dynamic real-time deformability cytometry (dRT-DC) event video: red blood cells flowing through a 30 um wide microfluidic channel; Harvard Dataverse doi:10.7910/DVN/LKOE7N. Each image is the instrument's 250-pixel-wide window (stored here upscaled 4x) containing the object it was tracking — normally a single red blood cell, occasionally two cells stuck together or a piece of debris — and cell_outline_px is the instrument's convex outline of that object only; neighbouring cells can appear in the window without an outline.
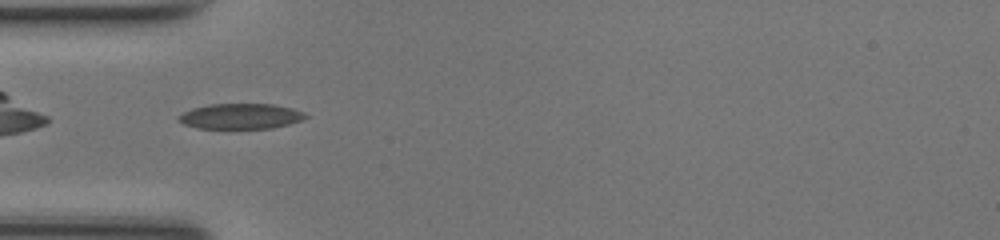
{"species": "common noctule bat (a hibernating species)", "species_latin": "Nyctalus noctula", "temperature_condition": "room temperature", "stored_images_in_passage": 33, "camera_frame_rate_fps": 3000, "um_per_image_px": 0.085, "animal": {"sex": "female", "body_mass_g": 17.0, "forearm_length_mm": 48.0}, "frame": {"image": 1, "passage_image": 2, "time_ms": 0.333, "image_size_px": [1000, 240], "cell_outline_px": [[308, 116], [300, 120], [288, 124], [272, 128], [232, 132], [196, 128], [184, 124], [176, 120], [184, 112], [192, 108], [208, 104], [272, 104], [292, 108], [304, 112]], "centroid_in_image_um": [20.4, 9.94], "position_along_channel_um": 64.6, "area_um2": 19.77}}
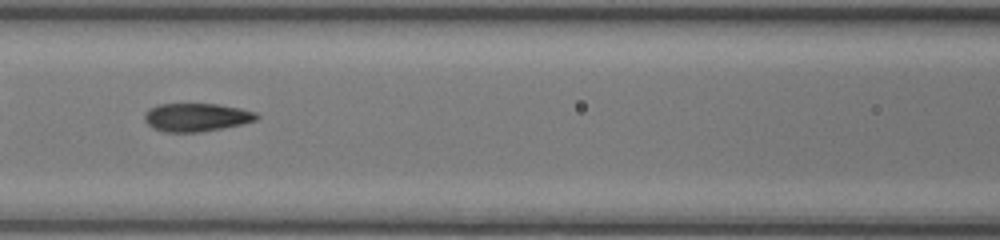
{"frame": {"image": 2, "passage_image": 8, "time_ms": 2.333, "image_size_px": [1000, 240], "cell_outline_px": [[260, 116], [256, 120], [240, 124], [200, 132], [164, 132], [152, 128], [144, 120], [144, 112], [148, 108], [160, 104], [216, 104], [240, 108], [256, 112]], "centroid_in_image_um": [16.65, 9.96], "position_along_channel_um": 149.9, "area_um2": 18.44}}
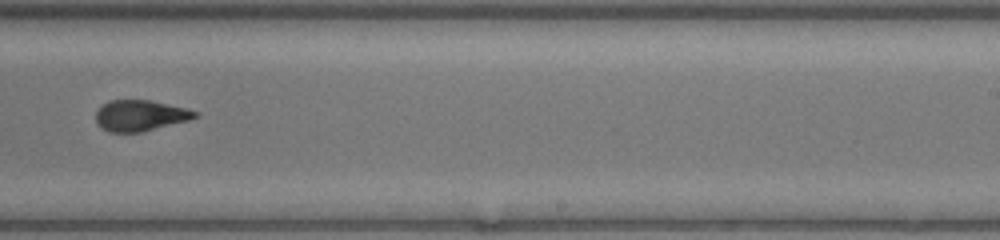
{"frame": {"image": 3, "passage_image": 17, "time_ms": 5.333, "image_size_px": [1000, 240], "cell_outline_px": [[200, 116], [188, 120], [140, 132], [108, 132], [100, 128], [96, 124], [96, 112], [108, 100], [148, 100], [188, 108], [200, 112]], "centroid_in_image_um": [11.92, 9.82], "position_along_channel_um": 277.1, "area_um2": 17.92}, "authors_computed_cell_mechanics": {"area_um2": 18.6694, "velocity_mm_per_s": 4.2564, "shape_relaxation_time_tau1_ms": 4.7173, "shape_relaxation_time_tau2_ms": 1.4501, "deformation_change_tau1": 0.1486, "deformation_change_tau2": 0.0879}}